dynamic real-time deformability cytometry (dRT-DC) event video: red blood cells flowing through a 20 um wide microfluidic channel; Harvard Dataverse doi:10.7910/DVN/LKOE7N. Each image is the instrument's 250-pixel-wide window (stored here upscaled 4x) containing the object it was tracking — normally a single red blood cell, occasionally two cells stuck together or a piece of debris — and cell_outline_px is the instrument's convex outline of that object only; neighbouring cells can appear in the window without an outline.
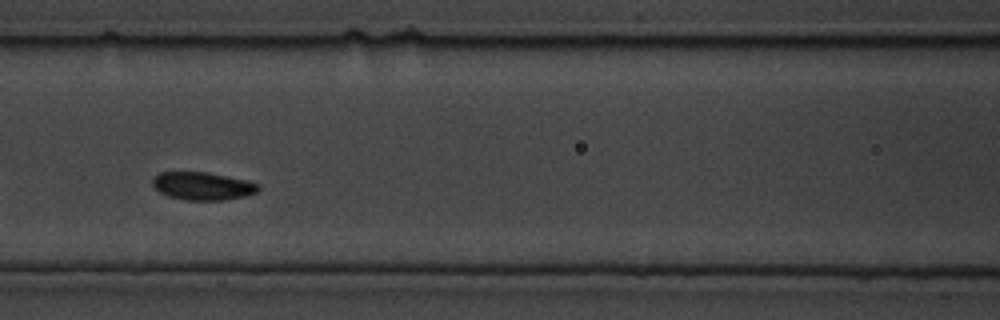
{"species": "common noctule bat (a hibernating species)", "species_latin": "Nyctalus noctula", "temperature_condition": "cold", "stored_images_in_passage": 11, "camera_frame_rate_fps": 3000, "um_per_image_px": 0.085, "animal": {"sex": "male", "body_mass_g": 19.5, "forearm_length_mm": 54.6}, "frame": {"image": 1, "passage_image": 5, "time_ms": 1.333, "image_size_px": [1000, 320], "cell_outline_px": [[260, 188], [256, 192], [244, 196], [224, 200], [184, 200], [168, 196], [160, 192], [152, 184], [152, 176], [160, 172], [208, 172], [228, 176], [260, 184]], "centroid_in_image_um": [17.2, 15.81], "position_along_channel_um": 149.4, "area_um2": 17.22}}
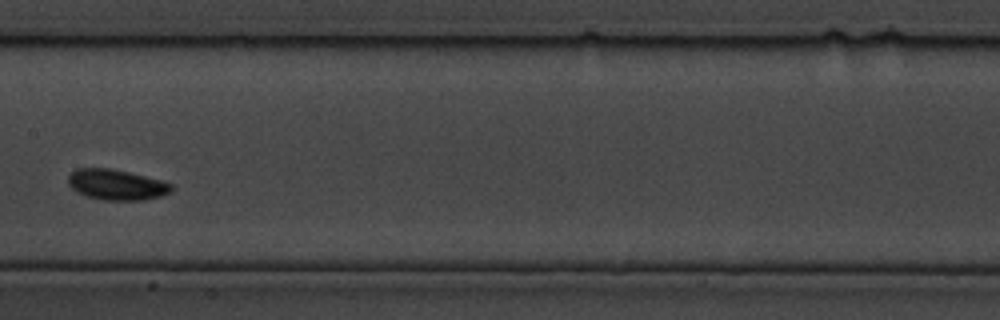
{"frame": {"image": 2, "passage_image": 7, "time_ms": 2.0, "image_size_px": [1000, 320], "cell_outline_px": [[172, 192], [160, 196], [144, 200], [104, 200], [88, 196], [76, 192], [68, 184], [68, 176], [76, 168], [108, 168], [128, 172], [160, 180], [172, 184]], "centroid_in_image_um": [9.89, 15.7], "position_along_channel_um": 197.5, "area_um2": 18.26}}
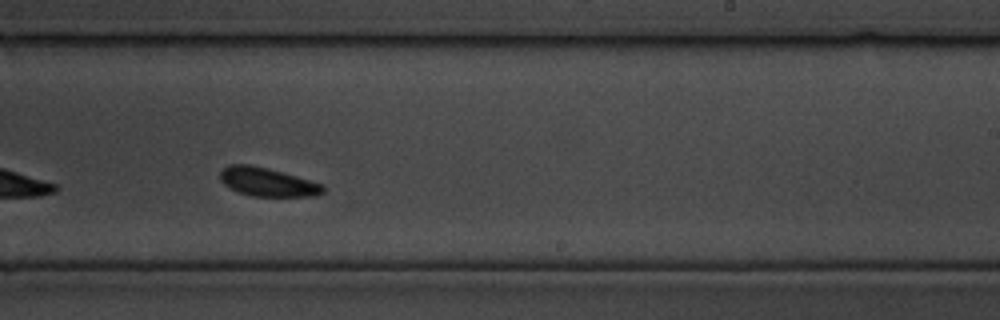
{"frame": {"image": 3, "passage_image": 10, "time_ms": 3.0, "image_size_px": [1000, 320], "cell_outline_px": [[324, 192], [316, 196], [252, 196], [240, 192], [224, 184], [220, 180], [220, 172], [228, 164], [248, 164], [268, 168], [324, 184]], "centroid_in_image_um": [22.75, 15.46], "position_along_channel_um": 266.3, "area_um2": 17.05}}